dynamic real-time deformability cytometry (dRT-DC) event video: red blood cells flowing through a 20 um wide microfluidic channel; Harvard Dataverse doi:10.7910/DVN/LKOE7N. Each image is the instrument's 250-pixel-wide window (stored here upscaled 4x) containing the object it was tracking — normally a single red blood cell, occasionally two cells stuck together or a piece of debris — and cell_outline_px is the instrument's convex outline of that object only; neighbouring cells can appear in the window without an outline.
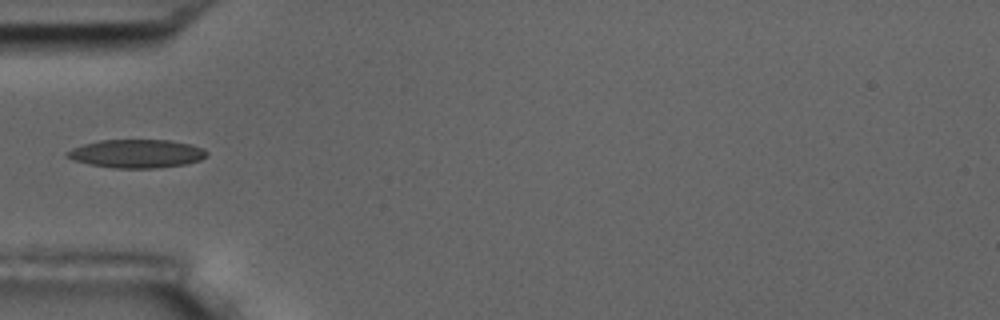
{"species": "common noctule bat (a hibernating species)", "species_latin": "Nyctalus noctula", "temperature_condition": "room temperature", "stored_images_in_passage": 6, "camera_frame_rate_fps": 3000, "um_per_image_px": 0.085, "animal": {"sex": "male", "body_mass_g": 17.5, "forearm_length_mm": 52.3}, "frame": {"image": 1, "passage_image": 6, "time_ms": 5.667, "image_size_px": [1000, 320], "cell_outline_px": [[208, 156], [200, 160], [184, 164], [156, 168], [112, 168], [88, 164], [72, 160], [64, 156], [64, 152], [72, 148], [84, 144], [100, 140], [168, 140], [188, 144], [204, 148], [208, 152]], "centroid_in_image_um": [11.57, 13.06], "position_along_channel_um": 73.4, "area_um2": 23.24}}